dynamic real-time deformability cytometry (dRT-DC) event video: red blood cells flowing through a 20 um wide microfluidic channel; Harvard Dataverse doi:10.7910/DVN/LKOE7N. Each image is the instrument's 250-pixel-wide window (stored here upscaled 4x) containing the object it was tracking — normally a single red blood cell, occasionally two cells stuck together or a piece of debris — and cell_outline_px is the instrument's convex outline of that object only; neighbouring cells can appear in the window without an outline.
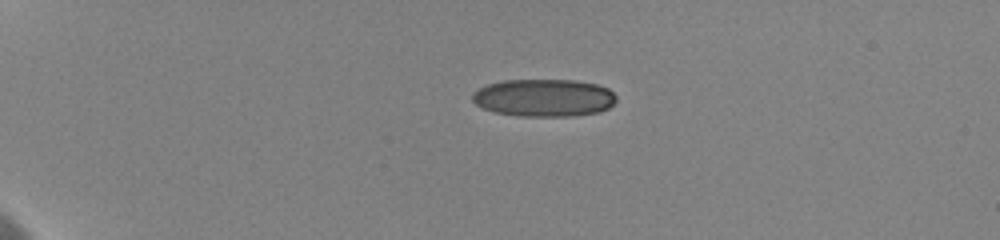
{"species": "human", "species_latin": "Homo sapiens", "temperature_condition": "cold", "stored_images_in_passage": 33, "camera_frame_rate_fps": 3000, "um_per_image_px": 0.085, "donor": {"sex": "female"}, "frame": {"image": 1, "passage_image": 1, "time_ms": 0.0, "image_size_px": [1000, 240], "cell_outline_px": [[616, 100], [608, 108], [600, 112], [572, 116], [516, 116], [496, 112], [484, 108], [476, 104], [472, 100], [472, 92], [488, 84], [504, 80], [576, 80], [596, 84], [608, 88], [616, 96]], "centroid_in_image_um": [46.24, 8.31], "position_along_channel_um": 38.8, "area_um2": 31.56}}
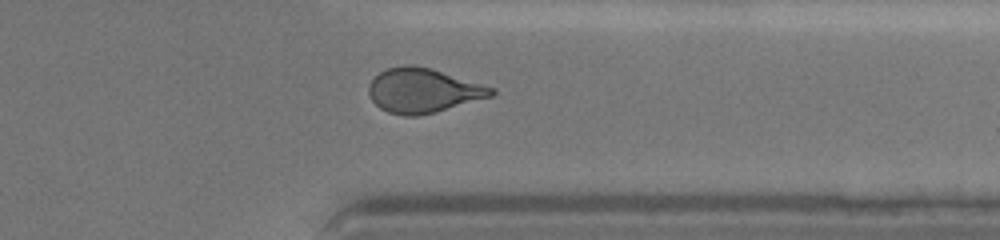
{"frame": {"image": 2, "passage_image": 30, "time_ms": 11.333, "image_size_px": [1000, 240], "cell_outline_px": [[496, 92], [492, 96], [432, 112], [416, 116], [408, 116], [388, 112], [380, 108], [372, 100], [368, 92], [368, 84], [380, 72], [388, 68], [404, 64], [412, 64], [432, 68], [496, 88]], "centroid_in_image_um": [35.96, 7.67], "position_along_channel_um": 375.4, "area_um2": 31.56}, "authors_computed_cell_mechanics": {"area_um2": 31.8478, "velocity_mm_per_s": 3.6117, "shape_relaxation_time_tau1_ms": 7.1694, "shape_relaxation_time_tau2_ms": 1.4255, "deformation_change_tau1": 0.1714, "deformation_change_tau2": 0.0782}}